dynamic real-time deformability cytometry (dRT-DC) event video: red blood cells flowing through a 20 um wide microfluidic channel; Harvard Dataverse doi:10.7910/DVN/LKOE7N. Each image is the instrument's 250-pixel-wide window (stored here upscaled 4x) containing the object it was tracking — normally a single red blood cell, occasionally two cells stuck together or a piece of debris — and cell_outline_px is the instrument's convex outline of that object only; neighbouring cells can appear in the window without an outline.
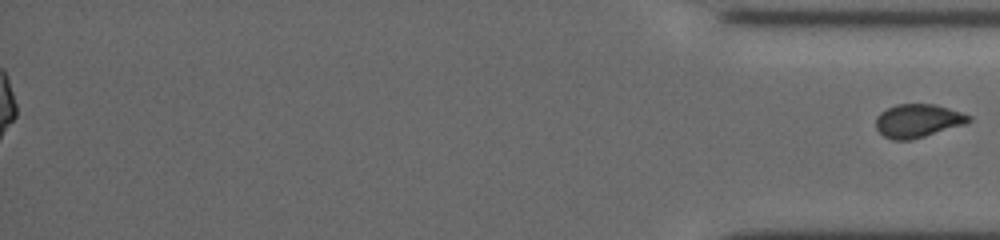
{"species": "common noctule bat (a hibernating species)", "species_latin": "Nyctalus noctula", "temperature_condition": "cold", "stored_images_in_passage": 38, "segment_of_instrument_passage": [2, 2], "camera_frame_rate_fps": 3000, "um_per_image_px": 0.085, "animal": {"sex": "female", "body_mass_g": 19.5, "forearm_length_mm": 54.1}, "frame": {"image": 1, "passage_image": 38, "time_ms": 12.333, "image_size_px": [1000, 240], "cell_outline_px": [[972, 120], [964, 124], [912, 140], [892, 140], [884, 136], [876, 128], [876, 116], [880, 112], [896, 104], [932, 104], [948, 108], [972, 116]], "centroid_in_image_um": [78.0, 10.27], "position_along_channel_um": 357.2, "area_um2": 17.98}}